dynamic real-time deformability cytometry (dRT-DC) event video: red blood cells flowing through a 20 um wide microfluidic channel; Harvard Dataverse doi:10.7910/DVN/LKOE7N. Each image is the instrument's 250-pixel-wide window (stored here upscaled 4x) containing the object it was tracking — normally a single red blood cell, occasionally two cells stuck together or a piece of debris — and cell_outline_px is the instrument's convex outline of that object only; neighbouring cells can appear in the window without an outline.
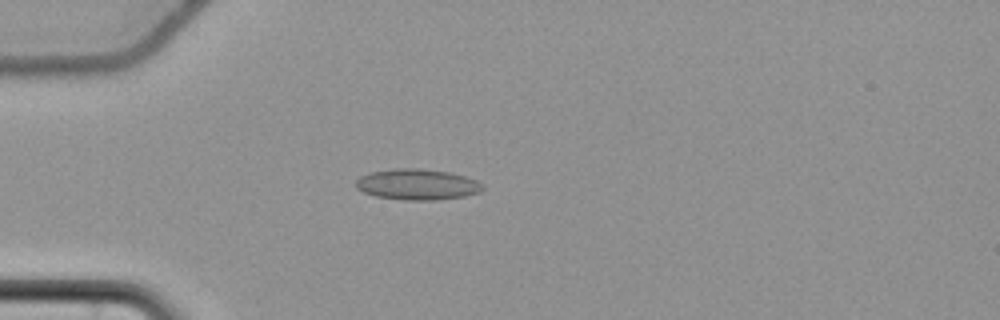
{"species": "common noctule bat (a hibernating species)", "species_latin": "Nyctalus noctula", "temperature_condition": "cold", "stored_images_in_passage": 53, "camera_frame_rate_fps": 3000, "um_per_image_px": 0.085, "animal": {"sex": "female", "body_mass_g": 22.7, "forearm_length_mm": 54.2}, "frame": {"image": 1, "passage_image": 13, "time_ms": 4.0, "image_size_px": [1000, 320], "cell_outline_px": [[484, 188], [480, 192], [464, 196], [436, 200], [404, 200], [376, 196], [364, 192], [356, 188], [356, 180], [360, 176], [372, 172], [396, 168], [416, 168], [448, 172], [464, 176], [476, 180], [484, 184]], "centroid_in_image_um": [35.48, 15.68], "position_along_channel_um": 49.5, "area_um2": 22.72}}
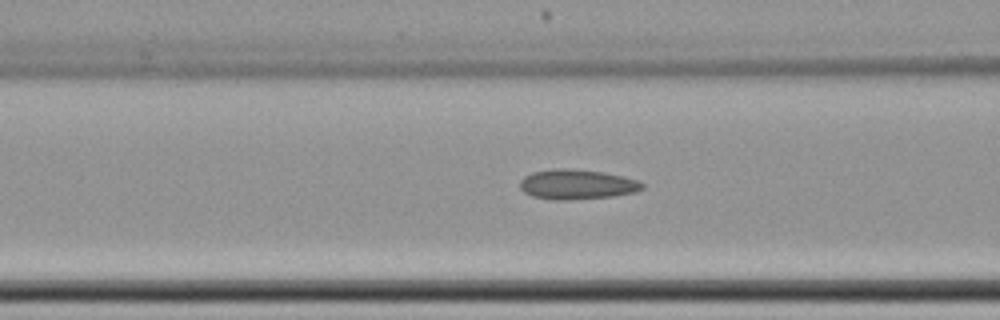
{"frame": {"image": 2, "passage_image": 20, "time_ms": 6.333, "image_size_px": [1000, 320], "cell_outline_px": [[644, 188], [636, 192], [612, 196], [572, 200], [552, 200], [532, 196], [524, 192], [520, 188], [520, 180], [524, 176], [532, 172], [560, 168], [568, 168], [604, 172], [624, 176], [636, 180], [644, 184]], "centroid_in_image_um": [49.03, 15.68], "position_along_channel_um": 117.6, "area_um2": 21.44}}
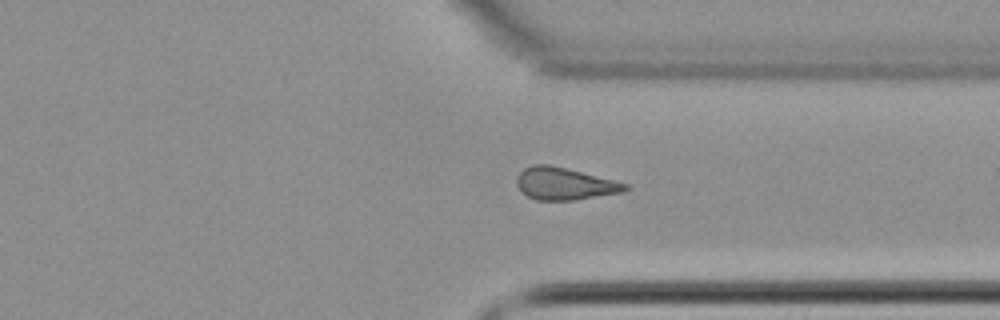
{"frame": {"image": 3, "passage_image": 40, "time_ms": 13.0, "image_size_px": [1000, 320], "cell_outline_px": [[628, 188], [620, 192], [576, 200], [536, 200], [528, 196], [516, 184], [516, 176], [524, 168], [532, 164], [548, 164], [628, 184]], "centroid_in_image_um": [47.92, 15.62], "position_along_channel_um": 363.5, "area_um2": 19.94}, "authors_computed_cell_mechanics": {"area_um2": 20.2878, "velocity_mm_per_s": 3.6776, "shape_relaxation_time_tau1_ms": null, "shape_relaxation_time_tau2_ms": 4.3714, "deformation_change_tau1": null, "deformation_change_tau2": 0.1182}}